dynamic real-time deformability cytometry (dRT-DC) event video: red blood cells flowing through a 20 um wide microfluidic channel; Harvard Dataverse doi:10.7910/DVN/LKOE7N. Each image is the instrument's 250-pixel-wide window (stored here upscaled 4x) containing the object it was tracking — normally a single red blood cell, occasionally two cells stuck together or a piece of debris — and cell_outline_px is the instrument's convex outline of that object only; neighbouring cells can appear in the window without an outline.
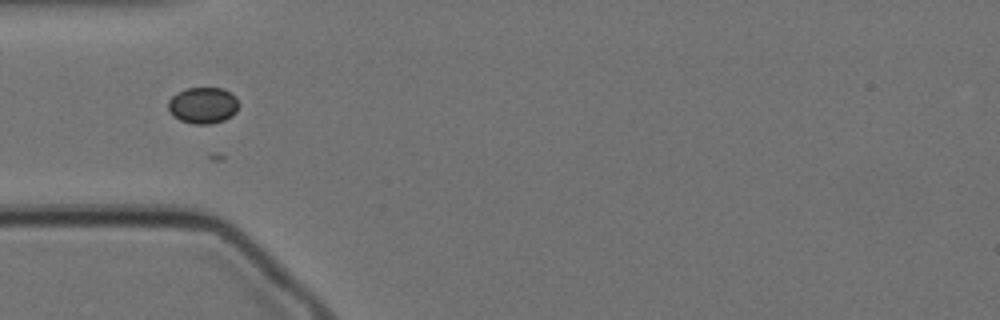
{"species": "Egyptian fruit bat (a non-hibernating species)", "species_latin": "Rousettus aegyptiacus", "temperature_condition": "cold", "stored_images_in_passage": 19, "camera_frame_rate_fps": 3000, "um_per_image_px": 0.085, "animal": {"sex": "female"}, "frame": {"image": 1, "passage_image": 9, "time_ms": 2.667, "image_size_px": [1000, 320], "cell_outline_px": [[240, 104], [236, 112], [232, 116], [224, 120], [208, 124], [192, 124], [180, 120], [172, 116], [168, 108], [168, 100], [172, 96], [184, 88], [224, 88], [236, 96]], "centroid_in_image_um": [17.27, 8.95], "position_along_channel_um": 67.7, "area_um2": 15.2}}
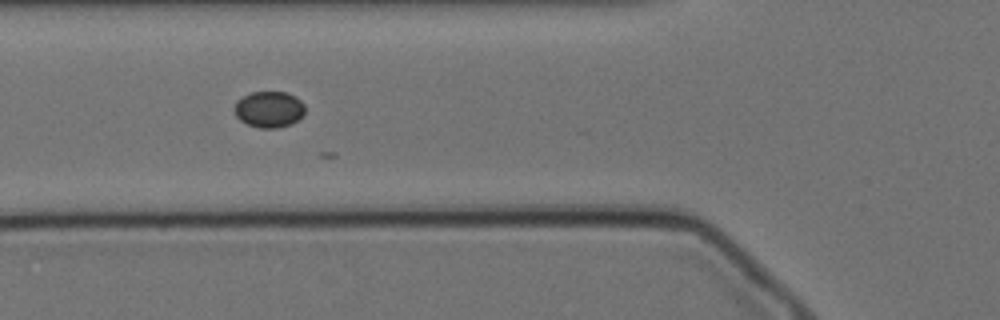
{"frame": {"image": 2, "passage_image": 12, "time_ms": 3.667, "image_size_px": [1000, 320], "cell_outline_px": [[304, 112], [292, 124], [276, 128], [260, 128], [248, 124], [240, 120], [236, 116], [232, 108], [236, 100], [252, 92], [288, 92], [296, 96], [304, 104]], "centroid_in_image_um": [22.84, 9.28], "position_along_channel_um": 103.0, "area_um2": 14.97}}
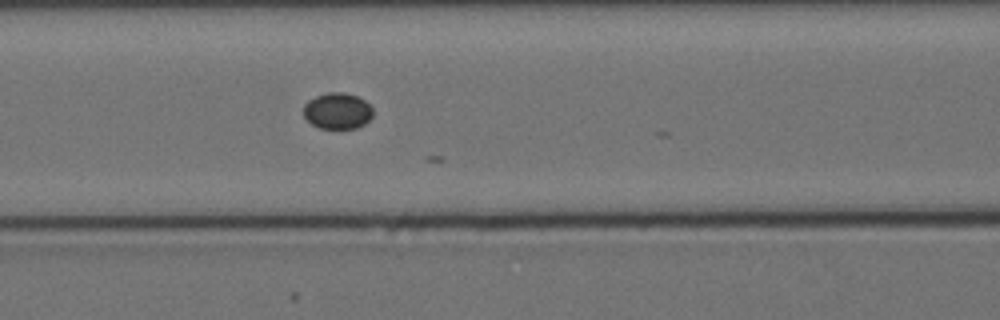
{"frame": {"image": 3, "passage_image": 15, "time_ms": 4.667, "image_size_px": [1000, 320], "cell_outline_px": [[372, 116], [364, 124], [356, 128], [320, 128], [312, 124], [304, 116], [304, 104], [308, 100], [316, 96], [328, 92], [344, 92], [356, 96], [364, 100], [372, 108]], "centroid_in_image_um": [28.67, 9.42], "position_along_channel_um": 137.9, "area_um2": 14.51}}